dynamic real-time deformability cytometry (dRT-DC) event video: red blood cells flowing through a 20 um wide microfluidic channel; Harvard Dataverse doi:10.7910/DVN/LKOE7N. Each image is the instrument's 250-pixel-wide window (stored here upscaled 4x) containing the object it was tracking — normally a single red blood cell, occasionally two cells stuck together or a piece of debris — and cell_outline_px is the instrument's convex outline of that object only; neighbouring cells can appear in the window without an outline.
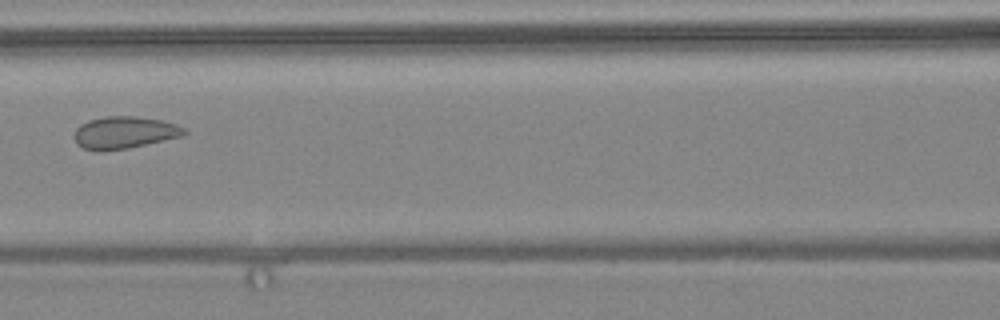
{"species": "common noctule bat (a hibernating species)", "species_latin": "Nyctalus noctula", "temperature_condition": "warm", "stored_images_in_passage": 4, "camera_frame_rate_fps": 3000, "um_per_image_px": 0.085, "animal": {"sex": "female", "body_mass_g": 24.6, "forearm_length_mm": 56.2}, "frame": {"image": 1, "passage_image": 4, "time_ms": 3.667, "image_size_px": [1000, 320], "cell_outline_px": [[188, 132], [180, 136], [128, 148], [100, 152], [84, 148], [76, 144], [72, 136], [76, 128], [80, 124], [88, 120], [104, 116], [132, 116], [160, 120], [176, 124], [184, 128]], "centroid_in_image_um": [10.49, 11.27], "position_along_channel_um": 156.1, "area_um2": 20.63}}